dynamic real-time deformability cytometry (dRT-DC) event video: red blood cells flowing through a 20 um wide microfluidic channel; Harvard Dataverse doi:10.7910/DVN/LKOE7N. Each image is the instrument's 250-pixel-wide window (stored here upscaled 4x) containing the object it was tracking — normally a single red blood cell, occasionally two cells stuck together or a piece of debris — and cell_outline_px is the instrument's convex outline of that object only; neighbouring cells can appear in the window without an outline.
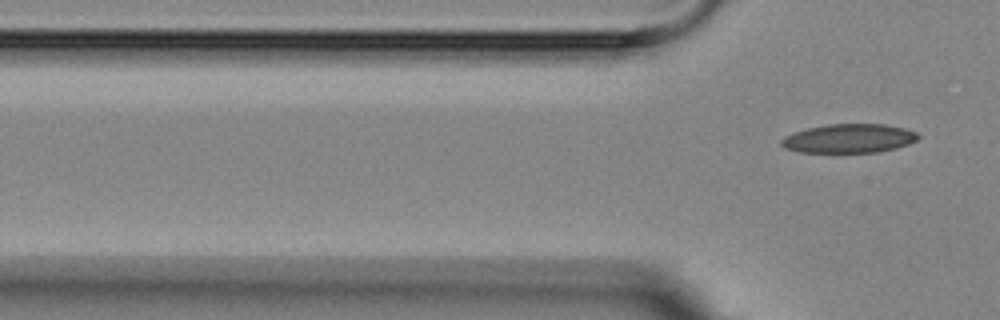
{"species": "Egyptian fruit bat (a non-hibernating species)", "species_latin": "Rousettus aegyptiacus", "temperature_condition": "room temperature", "stored_images_in_passage": 4, "segment_of_instrument_passage": [2, 2], "camera_frame_rate_fps": 3000, "um_per_image_px": 0.085, "animal": {"sex": "female"}, "frame": {"image": 1, "passage_image": 4, "time_ms": 3.333, "image_size_px": [1000, 320], "cell_outline_px": [[920, 136], [916, 140], [908, 144], [896, 148], [880, 152], [800, 152], [784, 148], [780, 144], [780, 140], [784, 136], [808, 128], [828, 124], [884, 124], [904, 128], [916, 132]], "centroid_in_image_um": [72.16, 11.77], "position_along_channel_um": 53.6, "area_um2": 23.0}}